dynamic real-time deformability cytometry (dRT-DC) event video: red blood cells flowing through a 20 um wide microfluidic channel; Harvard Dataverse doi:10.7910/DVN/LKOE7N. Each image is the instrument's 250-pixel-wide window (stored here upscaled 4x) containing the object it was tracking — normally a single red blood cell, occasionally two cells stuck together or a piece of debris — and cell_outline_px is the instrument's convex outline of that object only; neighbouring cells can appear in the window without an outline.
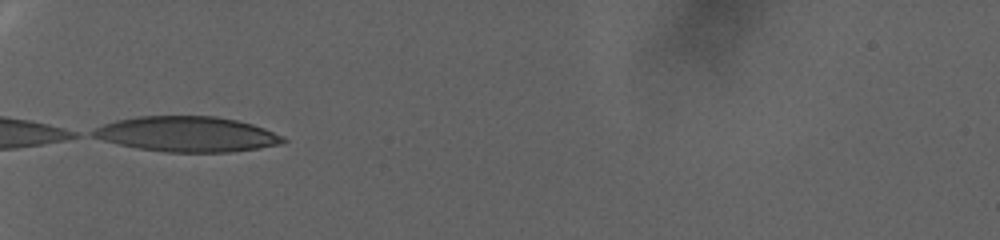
{"species": "human", "species_latin": "Homo sapiens", "temperature_condition": "warm", "stored_images_in_passage": 54, "camera_frame_rate_fps": 3000, "um_per_image_px": 0.085, "donor": {"sex": "female"}, "frame": {"image": 1, "passage_image": 1, "time_ms": 0.0, "image_size_px": [1000, 240], "cell_outline_px": [[288, 140], [280, 144], [260, 148], [232, 152], [164, 152], [136, 148], [104, 140], [92, 136], [88, 132], [104, 124], [116, 120], [136, 116], [216, 116], [236, 120], [252, 124], [264, 128], [284, 136]], "centroid_in_image_um": [15.91, 11.4], "position_along_channel_um": 69.1, "area_um2": 39.19}}
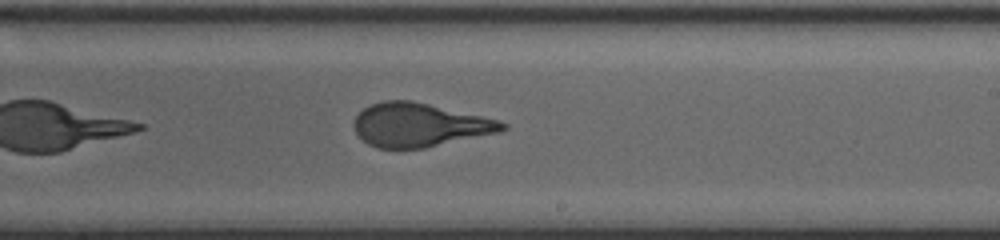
{"frame": {"image": 2, "passage_image": 25, "time_ms": 8.0, "image_size_px": [1000, 240], "cell_outline_px": [[508, 128], [500, 132], [424, 148], [376, 148], [368, 144], [356, 132], [352, 124], [356, 116], [364, 108], [372, 104], [384, 100], [412, 100], [500, 120], [508, 124]], "centroid_in_image_um": [35.67, 10.62], "position_along_channel_um": 253.3, "area_um2": 37.69}}
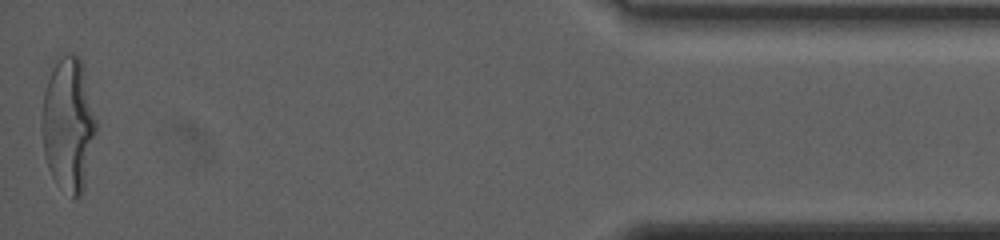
{"frame": {"image": 3, "passage_image": 54, "time_ms": 17.667, "image_size_px": [1000, 240], "cell_outline_px": [[96, 132], [84, 188], [80, 196], [72, 200], [56, 184], [48, 168], [44, 156], [40, 128], [40, 120], [44, 92], [52, 68], [68, 52], [76, 52], [80, 60], [96, 120]], "centroid_in_image_um": [5.77, 10.67], "position_along_channel_um": 429.4, "area_um2": 42.37}, "authors_computed_cell_mechanics": {"area_um2": 38.8705, "velocity_mm_per_s": 2.4567, "shape_relaxation_time_tau1_ms": 9.6137, "shape_relaxation_time_tau2_ms": 1.3196, "deformation_change_tau1": 0.2762, "deformation_change_tau2": 0.1016}}